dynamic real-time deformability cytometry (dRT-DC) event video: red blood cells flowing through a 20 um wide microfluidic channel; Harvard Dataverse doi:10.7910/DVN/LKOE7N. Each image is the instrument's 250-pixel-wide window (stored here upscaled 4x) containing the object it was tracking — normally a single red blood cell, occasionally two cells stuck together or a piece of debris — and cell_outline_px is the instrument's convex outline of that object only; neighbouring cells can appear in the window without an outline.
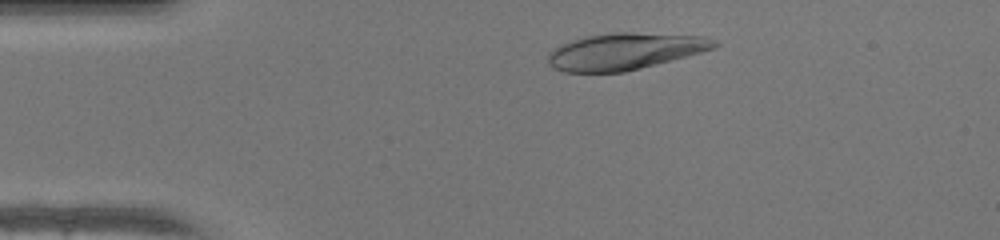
{"species": "human", "species_latin": "Homo sapiens", "temperature_condition": "warm", "stored_images_in_passage": 36, "camera_frame_rate_fps": 3000, "um_per_image_px": 0.085, "donor": {"sex": "female"}, "frame": {"image": 1, "passage_image": 5, "time_ms": 1.333, "image_size_px": [1000, 240], "cell_outline_px": [[720, 44], [716, 48], [640, 68], [624, 72], [564, 72], [552, 68], [548, 64], [548, 52], [560, 44], [584, 36], [612, 32], [632, 32], [704, 36], [716, 40]], "centroid_in_image_um": [53.08, 4.35], "position_along_channel_um": 31.9, "area_um2": 35.66}}
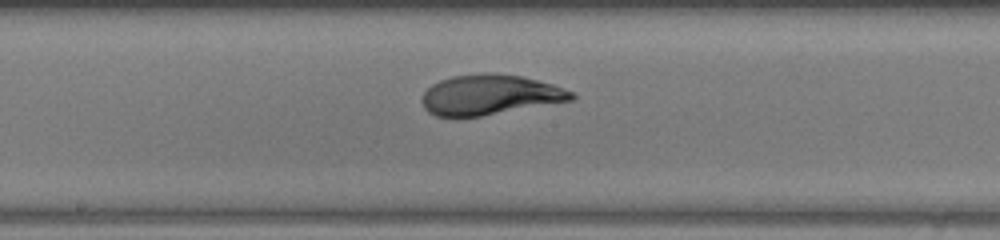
{"frame": {"image": 2, "passage_image": 21, "time_ms": 6.667, "image_size_px": [1000, 240], "cell_outline_px": [[576, 96], [572, 100], [480, 116], [436, 116], [428, 112], [424, 108], [420, 100], [424, 92], [432, 84], [440, 80], [452, 76], [488, 72], [520, 76], [552, 84], [572, 92]], "centroid_in_image_um": [41.59, 8.05], "position_along_channel_um": 206.6, "area_um2": 34.62}}
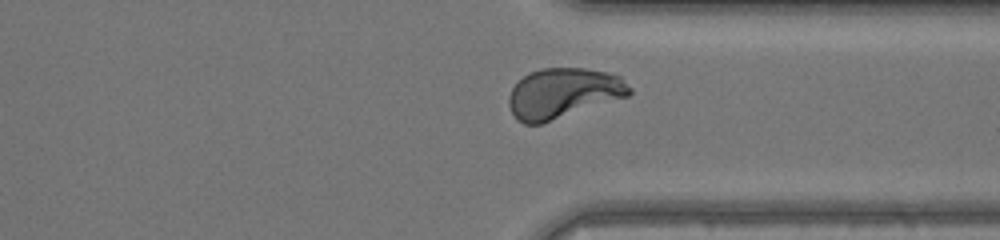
{"frame": {"image": 3, "passage_image": 32, "time_ms": 10.333, "image_size_px": [1000, 240], "cell_outline_px": [[632, 92], [628, 96], [540, 124], [524, 124], [516, 120], [508, 104], [508, 96], [512, 88], [528, 72], [540, 68], [584, 68], [608, 72], [620, 76], [632, 88]], "centroid_in_image_um": [47.86, 7.91], "position_along_channel_um": 363.5, "area_um2": 35.26}, "authors_computed_cell_mechanics": {"area_um2": 35.2291, "velocity_mm_per_s": 4.2683, "shape_relaxation_time_tau1_ms": 3.4079, "shape_relaxation_time_tau2_ms": null, "deformation_change_tau1": 0.2146, "deformation_change_tau2": null}}